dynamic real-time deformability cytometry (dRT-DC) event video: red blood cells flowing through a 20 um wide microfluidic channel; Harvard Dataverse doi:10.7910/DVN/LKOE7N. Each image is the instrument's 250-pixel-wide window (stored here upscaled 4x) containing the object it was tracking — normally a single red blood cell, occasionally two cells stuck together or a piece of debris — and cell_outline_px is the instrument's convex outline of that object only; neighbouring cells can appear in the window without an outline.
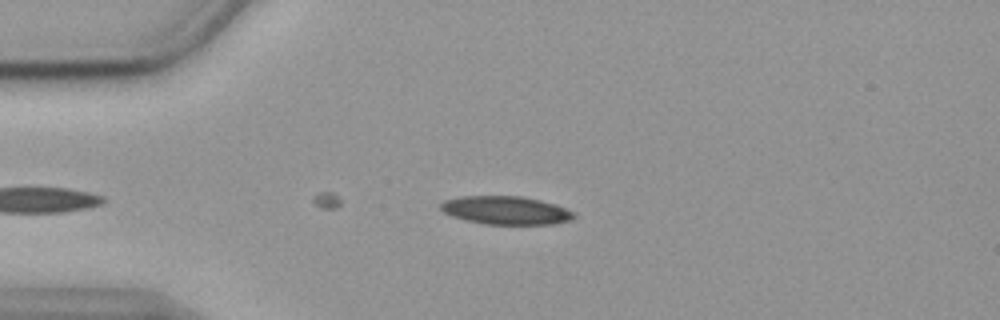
{"species": "common noctule bat (a hibernating species)", "species_latin": "Nyctalus noctula", "temperature_condition": "cold", "stored_images_in_passage": 39, "camera_frame_rate_fps": 3000, "um_per_image_px": 0.085, "animal": {"sex": "female", "body_mass_g": 19.9}, "frame": {"image": 1, "passage_image": 1, "time_ms": 0.0, "image_size_px": [1000, 320], "cell_outline_px": [[576, 216], [572, 220], [552, 224], [484, 224], [452, 216], [444, 212], [440, 208], [440, 204], [444, 200], [460, 196], [524, 196], [540, 200], [564, 208], [572, 212]], "centroid_in_image_um": [42.97, 17.87], "position_along_channel_um": 42.0, "area_um2": 21.79}}
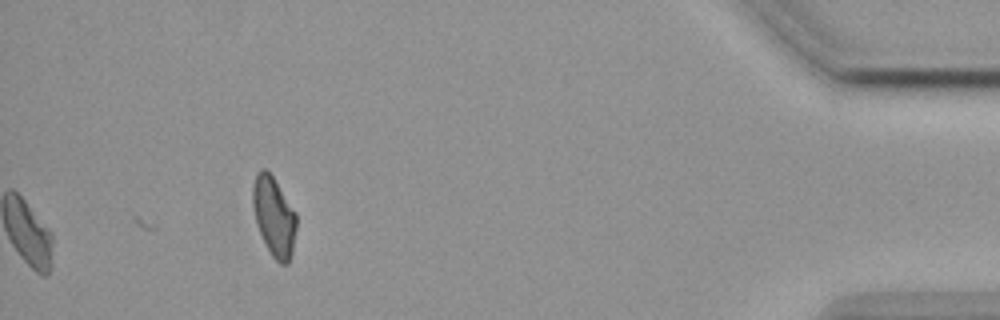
{"frame": {"image": 2, "passage_image": 39, "time_ms": 12.667, "image_size_px": [1000, 320], "cell_outline_px": [[296, 228], [292, 252], [288, 264], [280, 264], [272, 256], [256, 224], [252, 204], [252, 184], [256, 172], [260, 168], [268, 168], [296, 212]], "centroid_in_image_um": [23.27, 18.33], "position_along_channel_um": 411.9, "area_um2": 20.4}}